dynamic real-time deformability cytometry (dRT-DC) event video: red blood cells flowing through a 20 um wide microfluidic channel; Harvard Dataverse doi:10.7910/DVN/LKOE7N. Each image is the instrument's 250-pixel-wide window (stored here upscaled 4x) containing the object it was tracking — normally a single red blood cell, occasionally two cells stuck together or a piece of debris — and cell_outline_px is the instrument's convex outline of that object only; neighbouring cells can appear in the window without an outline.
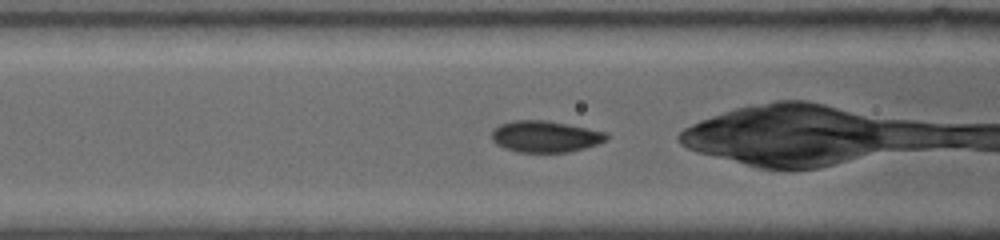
{"species": "common noctule bat (a hibernating species)", "species_latin": "Nyctalus noctula", "temperature_condition": "warm", "stored_images_in_passage": 11, "camera_frame_rate_fps": 5000, "um_per_image_px": 0.085, "animal": {"sex": "female", "body_mass_g": 19.0, "forearm_length_mm": 53.3}, "frame": {"image": 1, "passage_image": 4, "time_ms": 1.4, "image_size_px": [1000, 240], "cell_outline_px": [[608, 140], [584, 148], [568, 152], [516, 152], [504, 148], [496, 144], [492, 140], [492, 132], [500, 124], [512, 120], [544, 120], [588, 128], [608, 132]], "centroid_in_image_um": [46.35, 11.6], "position_along_channel_um": 120.2, "area_um2": 21.04}}
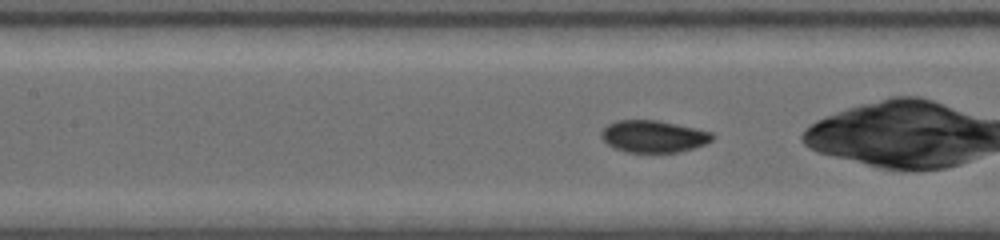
{"frame": {"image": 2, "passage_image": 8, "time_ms": 2.2, "image_size_px": [1000, 240], "cell_outline_px": [[716, 136], [712, 140], [704, 144], [680, 152], [624, 152], [608, 144], [600, 136], [600, 132], [608, 124], [616, 120], [656, 120], [696, 128], [712, 132]], "centroid_in_image_um": [55.54, 11.59], "position_along_channel_um": 151.9, "area_um2": 20.69}}